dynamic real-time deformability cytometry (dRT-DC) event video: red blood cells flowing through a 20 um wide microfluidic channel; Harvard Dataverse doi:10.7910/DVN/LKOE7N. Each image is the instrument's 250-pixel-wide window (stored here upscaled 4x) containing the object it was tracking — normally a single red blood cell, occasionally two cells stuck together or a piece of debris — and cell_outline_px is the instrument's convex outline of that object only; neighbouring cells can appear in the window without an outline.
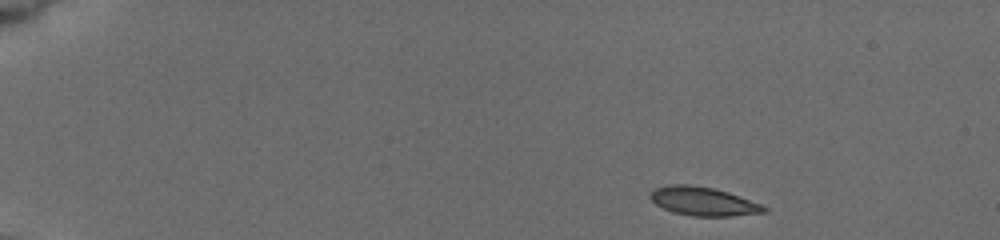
{"species": "common noctule bat (a hibernating species)", "species_latin": "Nyctalus noctula", "temperature_condition": "cold", "stored_images_in_passage": 38, "camera_frame_rate_fps": 3000, "um_per_image_px": 0.085, "animal": {"sex": "female", "body_mass_g": 19.5, "forearm_length_mm": 54.1}, "frame": {"image": 1, "passage_image": 1, "time_ms": 0.0, "image_size_px": [1000, 240], "cell_outline_px": [[768, 212], [732, 216], [692, 216], [672, 212], [656, 204], [648, 196], [656, 188], [668, 184], [688, 184], [712, 188], [728, 192], [760, 204], [768, 208]], "centroid_in_image_um": [59.77, 17.12], "position_along_channel_um": 25.2, "area_um2": 18.9}}
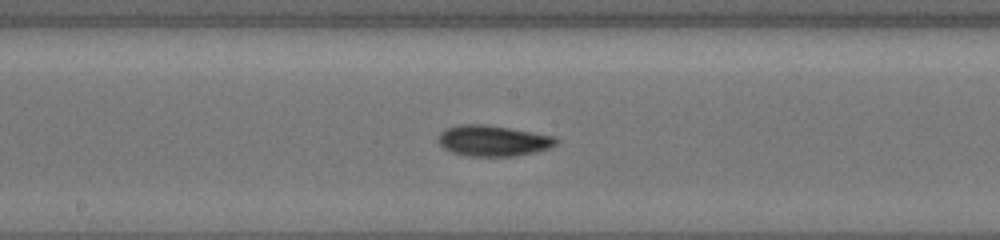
{"frame": {"image": 2, "passage_image": 17, "time_ms": 7.667, "image_size_px": [1000, 240], "cell_outline_px": [[560, 140], [552, 148], [536, 152], [516, 156], [468, 156], [452, 152], [444, 148], [436, 140], [440, 132], [444, 128], [460, 124], [488, 124], [556, 136]], "centroid_in_image_um": [41.93, 11.95], "position_along_channel_um": 206.3, "area_um2": 21.62}}
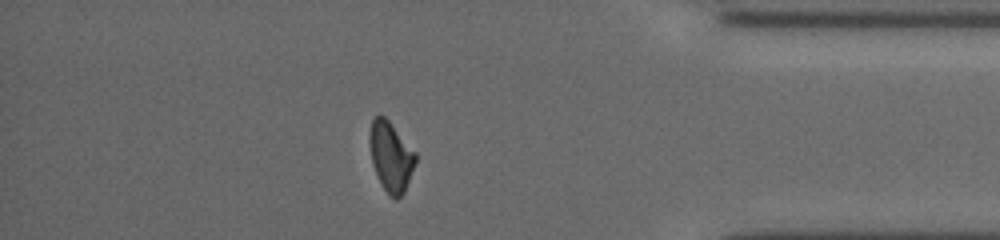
{"frame": {"image": 3, "passage_image": 33, "time_ms": 13.333, "image_size_px": [1000, 240], "cell_outline_px": [[416, 164], [404, 192], [396, 200], [388, 196], [372, 164], [368, 140], [372, 120], [380, 112], [388, 120], [416, 152]], "centroid_in_image_um": [33.22, 13.3], "position_along_channel_um": 402.0, "area_um2": 18.73}, "authors_computed_cell_mechanics": {"area_um2": 19.8254, "velocity_mm_per_s": 3.8581, "shape_relaxation_time_tau1_ms": 4.293, "shape_relaxation_time_tau2_ms": 4.0502, "deformation_change_tau1": 0.1111, "deformation_change_tau2": 0.0802}}